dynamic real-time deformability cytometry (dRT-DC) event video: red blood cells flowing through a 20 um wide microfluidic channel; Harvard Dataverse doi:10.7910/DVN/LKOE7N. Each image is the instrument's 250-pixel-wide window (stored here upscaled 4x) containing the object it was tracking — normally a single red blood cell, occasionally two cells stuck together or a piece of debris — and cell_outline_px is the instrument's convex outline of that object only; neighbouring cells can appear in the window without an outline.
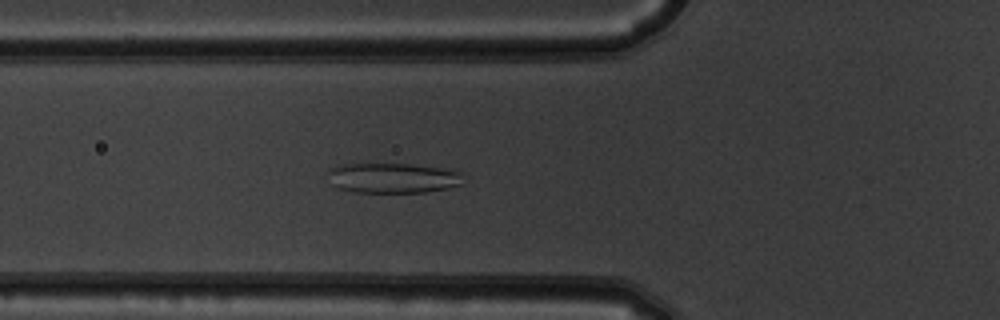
{"species": "common noctule bat (a hibernating species)", "species_latin": "Nyctalus noctula", "temperature_condition": "warm", "stored_images_in_passage": 47, "camera_frame_rate_fps": 3000, "um_per_image_px": 0.085, "animal": {"sex": "male", "body_mass_g": 19.5, "forearm_length_mm": 54.6}, "frame": {"image": 1, "passage_image": 14, "time_ms": 4.333, "image_size_px": [1000, 320], "cell_outline_px": [[460, 184], [448, 188], [424, 192], [352, 192], [336, 188], [332, 184], [328, 172], [328, 168], [344, 164], [412, 164], [444, 168], [460, 172]], "centroid_in_image_um": [33.33, 15.13], "position_along_channel_um": 92.5, "area_um2": 23.64}}
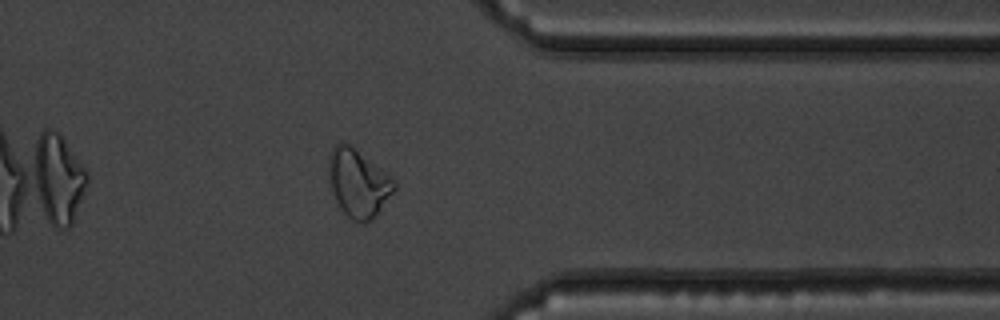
{"frame": {"image": 2, "passage_image": 37, "time_ms": 12.0, "image_size_px": [1000, 320], "cell_outline_px": [[396, 188], [376, 216], [372, 220], [364, 224], [352, 220], [340, 208], [336, 200], [328, 180], [328, 164], [332, 148], [340, 140], [348, 144], [392, 176], [396, 184]], "centroid_in_image_um": [30.45, 15.58], "position_along_channel_um": 381.0, "area_um2": 25.89}}
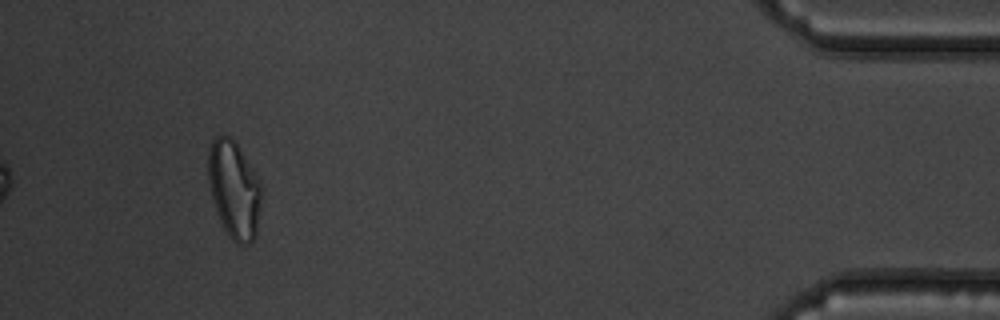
{"frame": {"image": 3, "passage_image": 44, "time_ms": 14.333, "image_size_px": [1000, 320], "cell_outline_px": [[260, 204], [256, 236], [248, 244], [236, 244], [228, 236], [220, 220], [212, 196], [208, 180], [208, 152], [212, 140], [216, 136], [232, 136], [236, 140], [260, 180]], "centroid_in_image_um": [19.9, 16.08], "position_along_channel_um": 415.3, "area_um2": 30.23}, "authors_computed_cell_mechanics": {"area_um2": 25.8944, "velocity_mm_per_s": 3.8521, "shape_relaxation_time_tau1_ms": null, "shape_relaxation_time_tau2_ms": 2.1845, "deformation_change_tau1": null, "deformation_change_tau2": 0.0877}}